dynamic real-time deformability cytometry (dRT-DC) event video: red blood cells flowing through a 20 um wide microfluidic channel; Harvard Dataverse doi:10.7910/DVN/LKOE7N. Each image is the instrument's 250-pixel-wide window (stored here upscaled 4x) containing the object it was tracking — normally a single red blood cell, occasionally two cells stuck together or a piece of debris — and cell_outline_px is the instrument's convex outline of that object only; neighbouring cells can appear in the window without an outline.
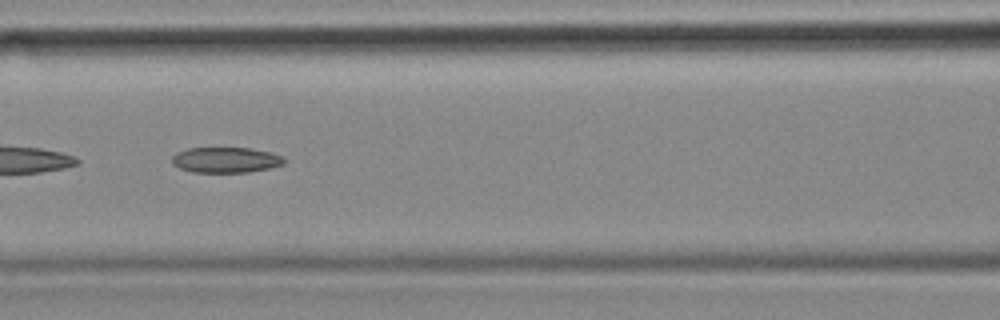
{"species": "common noctule bat (a hibernating species)", "species_latin": "Nyctalus noctula", "temperature_condition": "cold", "stored_images_in_passage": 53, "camera_frame_rate_fps": 3000, "um_per_image_px": 0.085, "animal": {"sex": "female", "body_mass_g": 18.4}, "frame": {"image": 1, "passage_image": 23, "time_ms": 7.333, "image_size_px": [1000, 320], "cell_outline_px": [[284, 164], [268, 168], [248, 172], [192, 172], [180, 168], [172, 164], [172, 156], [176, 152], [188, 148], [248, 148], [268, 152], [284, 156]], "centroid_in_image_um": [19.16, 13.59], "position_along_channel_um": 147.4, "area_um2": 16.59}}